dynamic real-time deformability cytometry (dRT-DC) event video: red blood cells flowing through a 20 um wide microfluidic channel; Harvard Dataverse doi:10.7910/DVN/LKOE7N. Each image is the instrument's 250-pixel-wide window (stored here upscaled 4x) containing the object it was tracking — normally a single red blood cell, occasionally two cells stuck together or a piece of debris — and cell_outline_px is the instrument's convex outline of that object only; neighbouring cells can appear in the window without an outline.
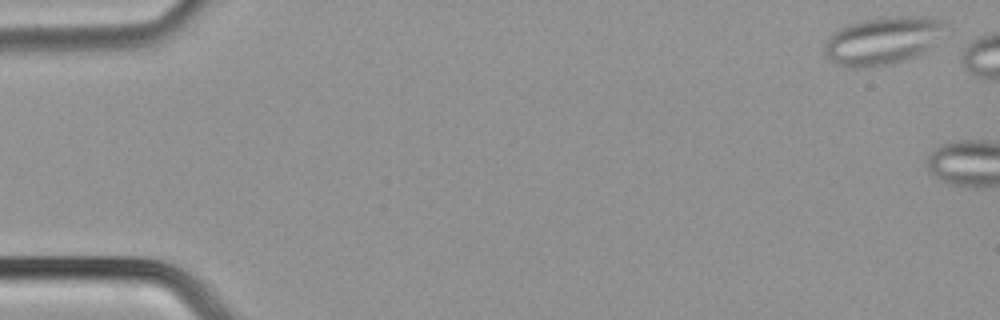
{"species": "common noctule bat (a hibernating species)", "species_latin": "Nyctalus noctula", "temperature_condition": "cold", "stored_images_in_passage": 6, "camera_frame_rate_fps": 3000, "um_per_image_px": 0.085, "animal": {"sex": "male", "body_mass_g": 21.5, "forearm_length_mm": 52.0}, "frame": {"image": 1, "passage_image": 2, "time_ms": 0.333, "image_size_px": [1000, 320], "cell_outline_px": [[952, 28], [920, 52], [904, 60], [892, 64], [872, 68], [844, 68], [836, 64], [824, 52], [824, 44], [828, 36], [840, 28], [848, 24], [880, 16], [932, 16], [944, 20]], "centroid_in_image_um": [75.05, 3.43], "position_along_channel_um": 10.0, "area_um2": 34.22}}